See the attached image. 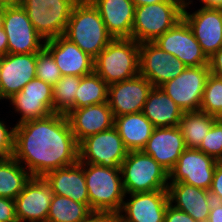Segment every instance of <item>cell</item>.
<instances>
[{
  "label": "cell",
  "instance_id": "ffe728a7",
  "mask_svg": "<svg viewBox=\"0 0 222 222\" xmlns=\"http://www.w3.org/2000/svg\"><path fill=\"white\" fill-rule=\"evenodd\" d=\"M45 48L52 54L62 76H85L94 71V59L64 35L46 40Z\"/></svg>",
  "mask_w": 222,
  "mask_h": 222
},
{
  "label": "cell",
  "instance_id": "8fae6325",
  "mask_svg": "<svg viewBox=\"0 0 222 222\" xmlns=\"http://www.w3.org/2000/svg\"><path fill=\"white\" fill-rule=\"evenodd\" d=\"M192 0H185L182 18L187 22L205 55L210 58L222 48V8L201 7L190 13Z\"/></svg>",
  "mask_w": 222,
  "mask_h": 222
},
{
  "label": "cell",
  "instance_id": "8992f818",
  "mask_svg": "<svg viewBox=\"0 0 222 222\" xmlns=\"http://www.w3.org/2000/svg\"><path fill=\"white\" fill-rule=\"evenodd\" d=\"M185 0H167L135 7L131 38L153 42L182 19Z\"/></svg>",
  "mask_w": 222,
  "mask_h": 222
},
{
  "label": "cell",
  "instance_id": "ac0fdd59",
  "mask_svg": "<svg viewBox=\"0 0 222 222\" xmlns=\"http://www.w3.org/2000/svg\"><path fill=\"white\" fill-rule=\"evenodd\" d=\"M36 53L0 57V100H7L36 77Z\"/></svg>",
  "mask_w": 222,
  "mask_h": 222
},
{
  "label": "cell",
  "instance_id": "603a6c76",
  "mask_svg": "<svg viewBox=\"0 0 222 222\" xmlns=\"http://www.w3.org/2000/svg\"><path fill=\"white\" fill-rule=\"evenodd\" d=\"M167 192L170 205L197 222H207L213 200L208 190L178 182L169 183Z\"/></svg>",
  "mask_w": 222,
  "mask_h": 222
},
{
  "label": "cell",
  "instance_id": "f1b7e54d",
  "mask_svg": "<svg viewBox=\"0 0 222 222\" xmlns=\"http://www.w3.org/2000/svg\"><path fill=\"white\" fill-rule=\"evenodd\" d=\"M217 119V117L202 111L184 112L179 121V128L184 137L186 148L198 149Z\"/></svg>",
  "mask_w": 222,
  "mask_h": 222
},
{
  "label": "cell",
  "instance_id": "6da1fadb",
  "mask_svg": "<svg viewBox=\"0 0 222 222\" xmlns=\"http://www.w3.org/2000/svg\"><path fill=\"white\" fill-rule=\"evenodd\" d=\"M78 142L66 115L52 113L44 118L14 125L13 157L32 177L70 166L79 161Z\"/></svg>",
  "mask_w": 222,
  "mask_h": 222
},
{
  "label": "cell",
  "instance_id": "60d3db41",
  "mask_svg": "<svg viewBox=\"0 0 222 222\" xmlns=\"http://www.w3.org/2000/svg\"><path fill=\"white\" fill-rule=\"evenodd\" d=\"M207 222H222V202L212 200V206L210 209Z\"/></svg>",
  "mask_w": 222,
  "mask_h": 222
},
{
  "label": "cell",
  "instance_id": "3957f363",
  "mask_svg": "<svg viewBox=\"0 0 222 222\" xmlns=\"http://www.w3.org/2000/svg\"><path fill=\"white\" fill-rule=\"evenodd\" d=\"M84 169L89 207L93 212L118 214L125 197L121 168L79 163Z\"/></svg>",
  "mask_w": 222,
  "mask_h": 222
},
{
  "label": "cell",
  "instance_id": "9a60e30c",
  "mask_svg": "<svg viewBox=\"0 0 222 222\" xmlns=\"http://www.w3.org/2000/svg\"><path fill=\"white\" fill-rule=\"evenodd\" d=\"M217 160L198 149L186 148L169 172V183L185 184L210 189Z\"/></svg>",
  "mask_w": 222,
  "mask_h": 222
},
{
  "label": "cell",
  "instance_id": "9c48e42d",
  "mask_svg": "<svg viewBox=\"0 0 222 222\" xmlns=\"http://www.w3.org/2000/svg\"><path fill=\"white\" fill-rule=\"evenodd\" d=\"M210 70L208 65L186 67L161 89L184 111H200V104Z\"/></svg>",
  "mask_w": 222,
  "mask_h": 222
},
{
  "label": "cell",
  "instance_id": "bcb514c9",
  "mask_svg": "<svg viewBox=\"0 0 222 222\" xmlns=\"http://www.w3.org/2000/svg\"><path fill=\"white\" fill-rule=\"evenodd\" d=\"M21 0H0V5L9 7L20 5Z\"/></svg>",
  "mask_w": 222,
  "mask_h": 222
},
{
  "label": "cell",
  "instance_id": "30bf717a",
  "mask_svg": "<svg viewBox=\"0 0 222 222\" xmlns=\"http://www.w3.org/2000/svg\"><path fill=\"white\" fill-rule=\"evenodd\" d=\"M3 29L8 38V53H38L45 39L35 30L21 5L5 7Z\"/></svg>",
  "mask_w": 222,
  "mask_h": 222
},
{
  "label": "cell",
  "instance_id": "f546056e",
  "mask_svg": "<svg viewBox=\"0 0 222 222\" xmlns=\"http://www.w3.org/2000/svg\"><path fill=\"white\" fill-rule=\"evenodd\" d=\"M108 87L95 71L82 76L75 94V109L107 102Z\"/></svg>",
  "mask_w": 222,
  "mask_h": 222
},
{
  "label": "cell",
  "instance_id": "d4e9b609",
  "mask_svg": "<svg viewBox=\"0 0 222 222\" xmlns=\"http://www.w3.org/2000/svg\"><path fill=\"white\" fill-rule=\"evenodd\" d=\"M97 8L108 33L116 38H131L135 5L131 0H90Z\"/></svg>",
  "mask_w": 222,
  "mask_h": 222
},
{
  "label": "cell",
  "instance_id": "cb8c5ba5",
  "mask_svg": "<svg viewBox=\"0 0 222 222\" xmlns=\"http://www.w3.org/2000/svg\"><path fill=\"white\" fill-rule=\"evenodd\" d=\"M43 178L50 185L54 194L89 206L84 169L79 161L73 165L52 170Z\"/></svg>",
  "mask_w": 222,
  "mask_h": 222
},
{
  "label": "cell",
  "instance_id": "74e56055",
  "mask_svg": "<svg viewBox=\"0 0 222 222\" xmlns=\"http://www.w3.org/2000/svg\"><path fill=\"white\" fill-rule=\"evenodd\" d=\"M209 193L214 200L222 202V161H217Z\"/></svg>",
  "mask_w": 222,
  "mask_h": 222
},
{
  "label": "cell",
  "instance_id": "d6986e66",
  "mask_svg": "<svg viewBox=\"0 0 222 222\" xmlns=\"http://www.w3.org/2000/svg\"><path fill=\"white\" fill-rule=\"evenodd\" d=\"M117 214L126 222H164L169 204L167 190L133 193Z\"/></svg>",
  "mask_w": 222,
  "mask_h": 222
},
{
  "label": "cell",
  "instance_id": "7a4b0ae2",
  "mask_svg": "<svg viewBox=\"0 0 222 222\" xmlns=\"http://www.w3.org/2000/svg\"><path fill=\"white\" fill-rule=\"evenodd\" d=\"M64 36L93 59L113 40L90 0L75 3Z\"/></svg>",
  "mask_w": 222,
  "mask_h": 222
},
{
  "label": "cell",
  "instance_id": "1f68e13d",
  "mask_svg": "<svg viewBox=\"0 0 222 222\" xmlns=\"http://www.w3.org/2000/svg\"><path fill=\"white\" fill-rule=\"evenodd\" d=\"M79 76H62L53 86V112L67 115L75 109V94L80 84Z\"/></svg>",
  "mask_w": 222,
  "mask_h": 222
},
{
  "label": "cell",
  "instance_id": "8d00e7d4",
  "mask_svg": "<svg viewBox=\"0 0 222 222\" xmlns=\"http://www.w3.org/2000/svg\"><path fill=\"white\" fill-rule=\"evenodd\" d=\"M0 222H18L15 200L0 197Z\"/></svg>",
  "mask_w": 222,
  "mask_h": 222
},
{
  "label": "cell",
  "instance_id": "7402d4cb",
  "mask_svg": "<svg viewBox=\"0 0 222 222\" xmlns=\"http://www.w3.org/2000/svg\"><path fill=\"white\" fill-rule=\"evenodd\" d=\"M66 116L78 144L114 126V115L108 102L73 109Z\"/></svg>",
  "mask_w": 222,
  "mask_h": 222
},
{
  "label": "cell",
  "instance_id": "277c9868",
  "mask_svg": "<svg viewBox=\"0 0 222 222\" xmlns=\"http://www.w3.org/2000/svg\"><path fill=\"white\" fill-rule=\"evenodd\" d=\"M94 71L108 84L139 74V43L132 38L113 39L94 59Z\"/></svg>",
  "mask_w": 222,
  "mask_h": 222
},
{
  "label": "cell",
  "instance_id": "2e32d148",
  "mask_svg": "<svg viewBox=\"0 0 222 222\" xmlns=\"http://www.w3.org/2000/svg\"><path fill=\"white\" fill-rule=\"evenodd\" d=\"M54 193L43 177H31L15 198L18 222H47Z\"/></svg>",
  "mask_w": 222,
  "mask_h": 222
},
{
  "label": "cell",
  "instance_id": "f6af8a7d",
  "mask_svg": "<svg viewBox=\"0 0 222 222\" xmlns=\"http://www.w3.org/2000/svg\"><path fill=\"white\" fill-rule=\"evenodd\" d=\"M135 7L137 6H142V5H149V4H154V3H159L162 1H167V0H131Z\"/></svg>",
  "mask_w": 222,
  "mask_h": 222
},
{
  "label": "cell",
  "instance_id": "44dd1931",
  "mask_svg": "<svg viewBox=\"0 0 222 222\" xmlns=\"http://www.w3.org/2000/svg\"><path fill=\"white\" fill-rule=\"evenodd\" d=\"M186 149L179 126L154 128L142 151L170 172Z\"/></svg>",
  "mask_w": 222,
  "mask_h": 222
},
{
  "label": "cell",
  "instance_id": "83f0119b",
  "mask_svg": "<svg viewBox=\"0 0 222 222\" xmlns=\"http://www.w3.org/2000/svg\"><path fill=\"white\" fill-rule=\"evenodd\" d=\"M31 177L13 156L0 158V197L15 200Z\"/></svg>",
  "mask_w": 222,
  "mask_h": 222
},
{
  "label": "cell",
  "instance_id": "4dcf8cb0",
  "mask_svg": "<svg viewBox=\"0 0 222 222\" xmlns=\"http://www.w3.org/2000/svg\"><path fill=\"white\" fill-rule=\"evenodd\" d=\"M92 212L87 204L54 194L47 222H80Z\"/></svg>",
  "mask_w": 222,
  "mask_h": 222
},
{
  "label": "cell",
  "instance_id": "f35d334b",
  "mask_svg": "<svg viewBox=\"0 0 222 222\" xmlns=\"http://www.w3.org/2000/svg\"><path fill=\"white\" fill-rule=\"evenodd\" d=\"M164 222H197V221H195L192 217H190L186 212L173 207L169 203L165 213Z\"/></svg>",
  "mask_w": 222,
  "mask_h": 222
},
{
  "label": "cell",
  "instance_id": "e575fe53",
  "mask_svg": "<svg viewBox=\"0 0 222 222\" xmlns=\"http://www.w3.org/2000/svg\"><path fill=\"white\" fill-rule=\"evenodd\" d=\"M198 150L222 161V119H217L206 134Z\"/></svg>",
  "mask_w": 222,
  "mask_h": 222
},
{
  "label": "cell",
  "instance_id": "c3c4849f",
  "mask_svg": "<svg viewBox=\"0 0 222 222\" xmlns=\"http://www.w3.org/2000/svg\"><path fill=\"white\" fill-rule=\"evenodd\" d=\"M109 222H126L117 214H110V221Z\"/></svg>",
  "mask_w": 222,
  "mask_h": 222
},
{
  "label": "cell",
  "instance_id": "e0dca14e",
  "mask_svg": "<svg viewBox=\"0 0 222 222\" xmlns=\"http://www.w3.org/2000/svg\"><path fill=\"white\" fill-rule=\"evenodd\" d=\"M153 85L142 75L108 87V105L114 117L142 112Z\"/></svg>",
  "mask_w": 222,
  "mask_h": 222
},
{
  "label": "cell",
  "instance_id": "5b68a950",
  "mask_svg": "<svg viewBox=\"0 0 222 222\" xmlns=\"http://www.w3.org/2000/svg\"><path fill=\"white\" fill-rule=\"evenodd\" d=\"M120 168L125 197L133 193L167 190L169 172L142 150L128 151Z\"/></svg>",
  "mask_w": 222,
  "mask_h": 222
},
{
  "label": "cell",
  "instance_id": "d590c367",
  "mask_svg": "<svg viewBox=\"0 0 222 222\" xmlns=\"http://www.w3.org/2000/svg\"><path fill=\"white\" fill-rule=\"evenodd\" d=\"M10 129V130H9ZM14 152V127L0 120V158L12 157Z\"/></svg>",
  "mask_w": 222,
  "mask_h": 222
},
{
  "label": "cell",
  "instance_id": "b9f144b4",
  "mask_svg": "<svg viewBox=\"0 0 222 222\" xmlns=\"http://www.w3.org/2000/svg\"><path fill=\"white\" fill-rule=\"evenodd\" d=\"M110 213L92 212L88 217L80 222H109Z\"/></svg>",
  "mask_w": 222,
  "mask_h": 222
},
{
  "label": "cell",
  "instance_id": "ee69618b",
  "mask_svg": "<svg viewBox=\"0 0 222 222\" xmlns=\"http://www.w3.org/2000/svg\"><path fill=\"white\" fill-rule=\"evenodd\" d=\"M203 7L222 8V0H199Z\"/></svg>",
  "mask_w": 222,
  "mask_h": 222
},
{
  "label": "cell",
  "instance_id": "484cf974",
  "mask_svg": "<svg viewBox=\"0 0 222 222\" xmlns=\"http://www.w3.org/2000/svg\"><path fill=\"white\" fill-rule=\"evenodd\" d=\"M142 113L155 128L179 126L184 111L160 87L149 92Z\"/></svg>",
  "mask_w": 222,
  "mask_h": 222
},
{
  "label": "cell",
  "instance_id": "7dc6e473",
  "mask_svg": "<svg viewBox=\"0 0 222 222\" xmlns=\"http://www.w3.org/2000/svg\"><path fill=\"white\" fill-rule=\"evenodd\" d=\"M4 15H5V6L0 5V29H3Z\"/></svg>",
  "mask_w": 222,
  "mask_h": 222
},
{
  "label": "cell",
  "instance_id": "5bb4252c",
  "mask_svg": "<svg viewBox=\"0 0 222 222\" xmlns=\"http://www.w3.org/2000/svg\"><path fill=\"white\" fill-rule=\"evenodd\" d=\"M16 113L20 115L16 124L44 118L53 112V86L33 78L23 89L9 99Z\"/></svg>",
  "mask_w": 222,
  "mask_h": 222
},
{
  "label": "cell",
  "instance_id": "7bdbcfd3",
  "mask_svg": "<svg viewBox=\"0 0 222 222\" xmlns=\"http://www.w3.org/2000/svg\"><path fill=\"white\" fill-rule=\"evenodd\" d=\"M8 54V38L4 29H0V57Z\"/></svg>",
  "mask_w": 222,
  "mask_h": 222
},
{
  "label": "cell",
  "instance_id": "836d02e7",
  "mask_svg": "<svg viewBox=\"0 0 222 222\" xmlns=\"http://www.w3.org/2000/svg\"><path fill=\"white\" fill-rule=\"evenodd\" d=\"M36 78L52 86L62 77L52 54L44 47L36 53Z\"/></svg>",
  "mask_w": 222,
  "mask_h": 222
},
{
  "label": "cell",
  "instance_id": "7c38bea8",
  "mask_svg": "<svg viewBox=\"0 0 222 222\" xmlns=\"http://www.w3.org/2000/svg\"><path fill=\"white\" fill-rule=\"evenodd\" d=\"M153 42L183 62L186 67L208 65L209 63V58L183 18Z\"/></svg>",
  "mask_w": 222,
  "mask_h": 222
},
{
  "label": "cell",
  "instance_id": "52a82bcc",
  "mask_svg": "<svg viewBox=\"0 0 222 222\" xmlns=\"http://www.w3.org/2000/svg\"><path fill=\"white\" fill-rule=\"evenodd\" d=\"M77 0H21L35 30L50 40L64 35Z\"/></svg>",
  "mask_w": 222,
  "mask_h": 222
},
{
  "label": "cell",
  "instance_id": "4316f807",
  "mask_svg": "<svg viewBox=\"0 0 222 222\" xmlns=\"http://www.w3.org/2000/svg\"><path fill=\"white\" fill-rule=\"evenodd\" d=\"M114 127L128 151L142 150L155 128L142 112L114 117Z\"/></svg>",
  "mask_w": 222,
  "mask_h": 222
},
{
  "label": "cell",
  "instance_id": "ba28073f",
  "mask_svg": "<svg viewBox=\"0 0 222 222\" xmlns=\"http://www.w3.org/2000/svg\"><path fill=\"white\" fill-rule=\"evenodd\" d=\"M78 149L79 163L111 168H120L128 153L114 126L83 139Z\"/></svg>",
  "mask_w": 222,
  "mask_h": 222
},
{
  "label": "cell",
  "instance_id": "4fadbf2b",
  "mask_svg": "<svg viewBox=\"0 0 222 222\" xmlns=\"http://www.w3.org/2000/svg\"><path fill=\"white\" fill-rule=\"evenodd\" d=\"M186 66L172 54L165 52L154 42L139 43V74L153 87L180 75Z\"/></svg>",
  "mask_w": 222,
  "mask_h": 222
},
{
  "label": "cell",
  "instance_id": "ab89813d",
  "mask_svg": "<svg viewBox=\"0 0 222 222\" xmlns=\"http://www.w3.org/2000/svg\"><path fill=\"white\" fill-rule=\"evenodd\" d=\"M208 66L211 74L222 78V48L209 58Z\"/></svg>",
  "mask_w": 222,
  "mask_h": 222
},
{
  "label": "cell",
  "instance_id": "d6a6232c",
  "mask_svg": "<svg viewBox=\"0 0 222 222\" xmlns=\"http://www.w3.org/2000/svg\"><path fill=\"white\" fill-rule=\"evenodd\" d=\"M200 111L222 119V78L210 73L204 88Z\"/></svg>",
  "mask_w": 222,
  "mask_h": 222
}]
</instances>
